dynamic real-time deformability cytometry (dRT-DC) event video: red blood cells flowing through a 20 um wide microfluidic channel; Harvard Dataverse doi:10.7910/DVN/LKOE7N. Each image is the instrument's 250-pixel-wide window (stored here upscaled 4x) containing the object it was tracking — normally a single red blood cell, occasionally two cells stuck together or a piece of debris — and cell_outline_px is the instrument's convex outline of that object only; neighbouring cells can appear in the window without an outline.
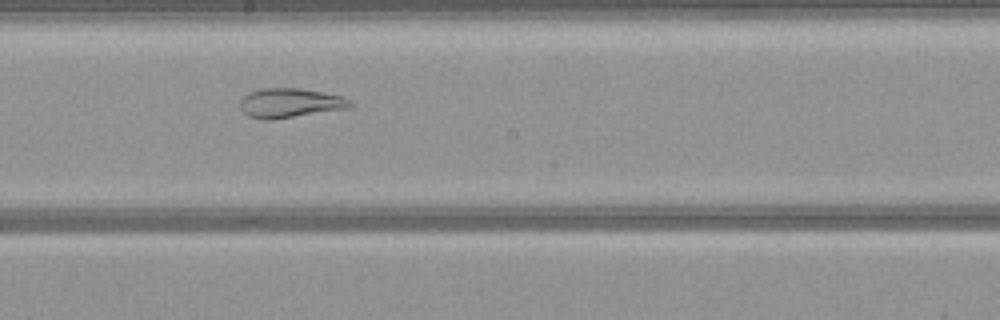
{"species": "common noctule bat (a hibernating species)", "species_latin": "Nyctalus noctula", "temperature_condition": "warm", "stored_images_in_passage": 40, "segment_of_instrument_passage": [1, 2], "camera_frame_rate_fps": 3000, "um_per_image_px": 0.085, "animal": {"sex": "female", "body_mass_g": 21.9}, "frame": {"image": 1, "passage_image": 19, "time_ms": 6.0, "image_size_px": [1000, 320], "cell_outline_px": [[352, 104], [348, 108], [272, 120], [264, 120], [248, 116], [240, 108], [240, 100], [248, 92], [264, 88], [300, 88], [344, 96], [352, 100]], "centroid_in_image_um": [24.65, 8.75], "position_along_channel_um": 223.6, "area_um2": 18.96}}
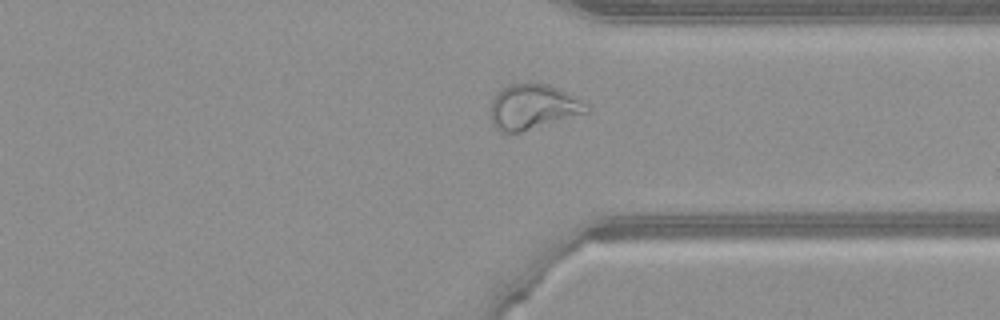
{"frame": {"image": 2, "passage_image": 30, "time_ms": 9.667, "image_size_px": [1000, 320], "cell_outline_px": [[588, 112], [508, 136], [496, 132], [492, 124], [492, 100], [500, 88], [508, 84], [524, 80], [548, 84], [588, 104]], "centroid_in_image_um": [45.21, 9.09], "position_along_channel_um": 366.2, "area_um2": 25.72}}
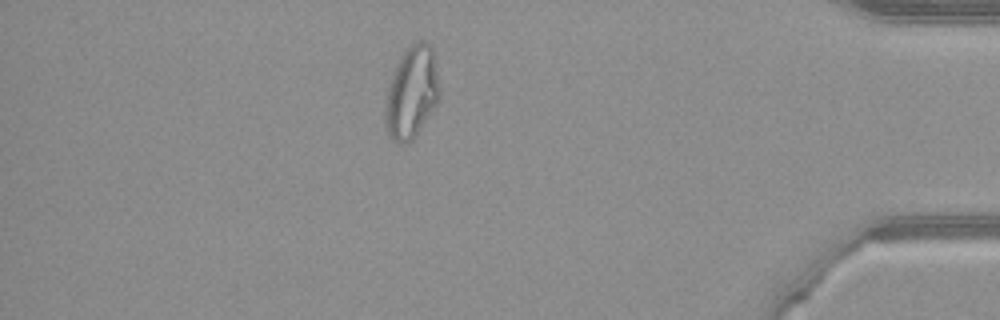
{"frame": {"image": 3, "passage_image": 36, "time_ms": 11.667, "image_size_px": [1000, 320], "cell_outline_px": [[440, 96], [436, 104], [412, 140], [404, 144], [396, 144], [392, 140], [388, 132], [384, 120], [384, 108], [388, 84], [392, 72], [400, 56], [412, 44], [420, 40], [424, 40], [432, 44], [440, 88]], "centroid_in_image_um": [34.97, 7.84], "position_along_channel_um": 400.2, "area_um2": 29.36}}